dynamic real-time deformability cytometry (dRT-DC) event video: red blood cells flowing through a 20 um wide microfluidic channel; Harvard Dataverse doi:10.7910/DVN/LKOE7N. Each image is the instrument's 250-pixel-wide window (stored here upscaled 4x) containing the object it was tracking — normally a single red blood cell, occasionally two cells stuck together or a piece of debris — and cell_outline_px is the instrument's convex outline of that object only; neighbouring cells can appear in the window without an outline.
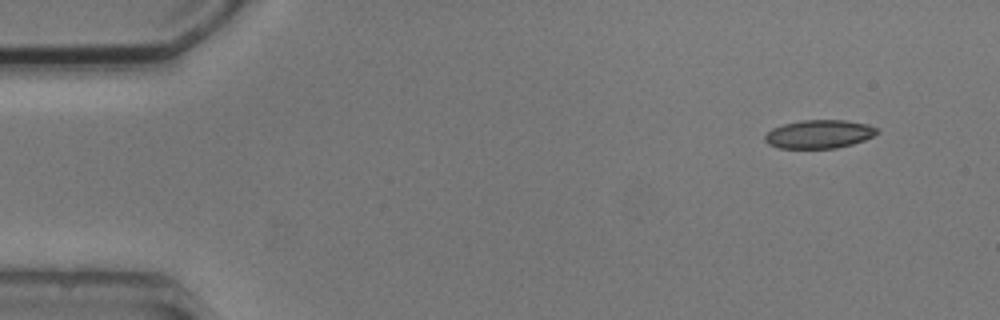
{"species": "common noctule bat (a hibernating species)", "species_latin": "Nyctalus noctula", "temperature_condition": "cold", "stored_images_in_passage": 2, "camera_frame_rate_fps": 3000, "um_per_image_px": 0.085, "animal": {"sex": "male", "body_mass_g": 20.5, "forearm_length_mm": 52.5}, "frame": {"image": 1, "passage_image": 1, "time_ms": 0.0, "image_size_px": [1000, 320], "cell_outline_px": [[880, 132], [864, 140], [852, 144], [836, 148], [780, 148], [768, 144], [764, 140], [764, 136], [772, 128], [784, 124], [800, 120], [844, 120], [868, 124], [876, 128]], "centroid_in_image_um": [69.62, 11.4], "position_along_channel_um": 15.4, "area_um2": 18.55}}
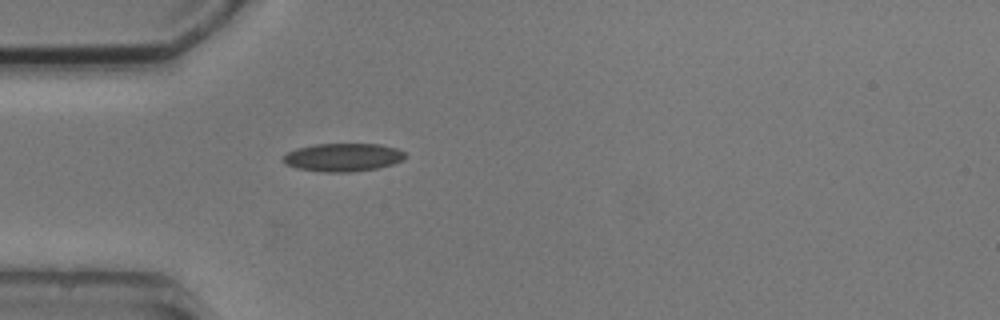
{"frame": {"image": 2, "passage_image": 2, "time_ms": 3.667, "image_size_px": [1000, 320], "cell_outline_px": [[408, 156], [404, 160], [392, 164], [376, 168], [352, 172], [324, 172], [296, 168], [284, 164], [280, 160], [288, 152], [296, 148], [316, 144], [380, 144], [396, 148], [404, 152]], "centroid_in_image_um": [29.14, 13.37], "position_along_channel_um": 55.9, "area_um2": 20.17}}